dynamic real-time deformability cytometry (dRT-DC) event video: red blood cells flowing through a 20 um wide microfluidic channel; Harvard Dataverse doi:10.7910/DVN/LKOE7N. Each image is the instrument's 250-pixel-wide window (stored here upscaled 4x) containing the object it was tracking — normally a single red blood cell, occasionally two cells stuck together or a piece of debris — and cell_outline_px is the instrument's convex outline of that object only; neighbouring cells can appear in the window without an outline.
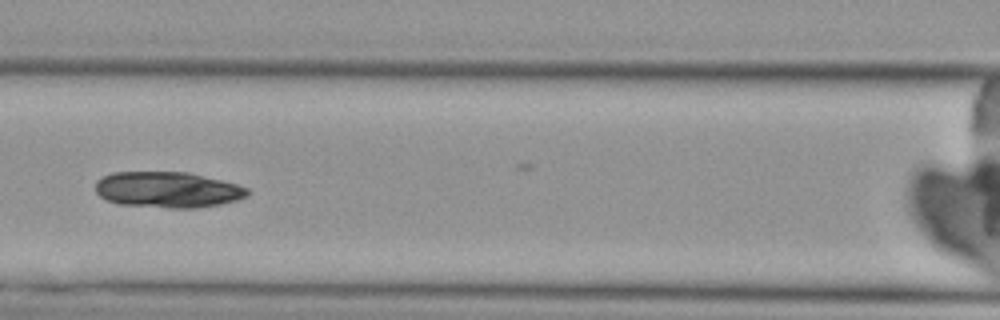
{"species": "Egyptian fruit bat (a non-hibernating species)", "species_latin": "Rousettus aegyptiacus", "temperature_condition": "cold", "stored_images_in_passage": 10, "camera_frame_rate_fps": 3000, "um_per_image_px": 0.085, "animal": {"sex": "female"}, "frame": {"image": 1, "passage_image": 7, "time_ms": 8.333, "image_size_px": [1000, 320], "cell_outline_px": [[248, 196], [236, 200], [220, 204], [192, 208], [168, 208], [120, 204], [104, 200], [96, 192], [96, 180], [112, 172], [188, 172], [236, 184], [248, 188]], "centroid_in_image_um": [14.21, 16.13], "position_along_channel_um": 152.4, "area_um2": 31.73}}
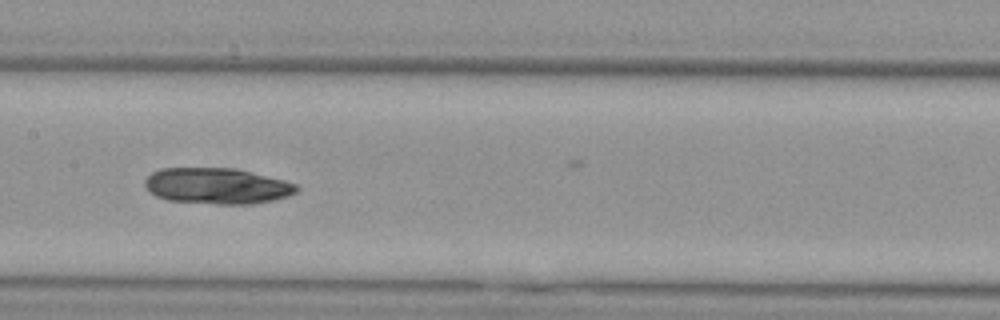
{"frame": {"image": 2, "passage_image": 8, "time_ms": 9.333, "image_size_px": [1000, 320], "cell_outline_px": [[300, 188], [296, 192], [288, 196], [272, 200], [252, 204], [216, 204], [168, 200], [156, 196], [148, 192], [144, 184], [144, 180], [152, 172], [160, 168], [236, 168], [284, 180], [296, 184]], "centroid_in_image_um": [18.43, 15.8], "position_along_channel_um": 189.0, "area_um2": 31.96}}
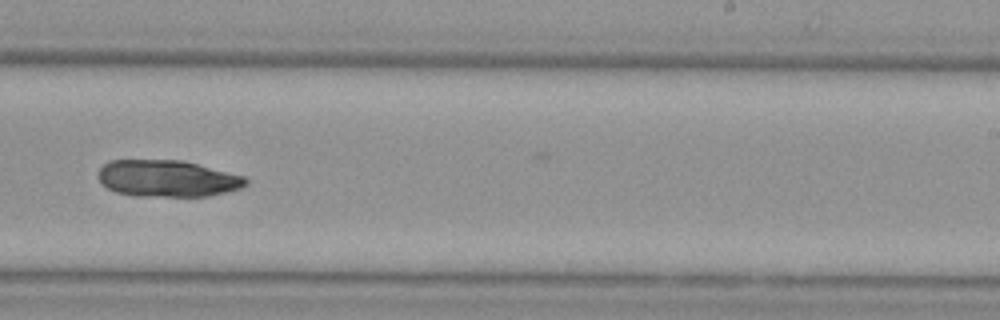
{"frame": {"image": 3, "passage_image": 10, "time_ms": 11.667, "image_size_px": [1000, 320], "cell_outline_px": [[248, 184], [240, 188], [208, 196], [132, 196], [116, 192], [108, 188], [100, 180], [100, 168], [108, 160], [180, 160], [244, 176], [248, 180]], "centroid_in_image_um": [14.22, 15.17], "position_along_channel_um": 274.8, "area_um2": 31.27}}